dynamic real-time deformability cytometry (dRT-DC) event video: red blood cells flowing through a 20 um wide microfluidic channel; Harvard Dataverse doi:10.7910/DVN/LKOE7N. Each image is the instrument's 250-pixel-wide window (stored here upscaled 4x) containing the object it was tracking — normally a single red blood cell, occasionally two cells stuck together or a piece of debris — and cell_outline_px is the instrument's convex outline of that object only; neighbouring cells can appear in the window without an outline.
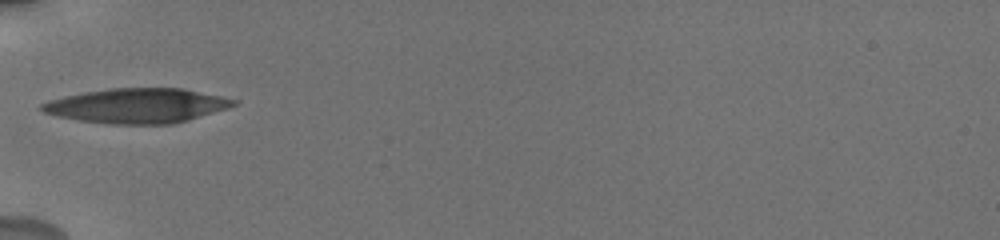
{"species": "human", "species_latin": "Homo sapiens", "temperature_condition": "cold", "stored_images_in_passage": 46, "camera_frame_rate_fps": 3000, "um_per_image_px": 0.085, "donor": {"sex": "male"}, "frame": {"image": 1, "passage_image": 1, "time_ms": 0.0, "image_size_px": [1000, 240], "cell_outline_px": [[240, 100], [236, 104], [228, 108], [188, 120], [172, 124], [112, 124], [76, 120], [56, 116], [44, 112], [36, 108], [40, 104], [48, 100], [64, 96], [84, 92], [108, 88], [184, 88]], "centroid_in_image_um": [11.63, 8.98], "position_along_channel_um": 73.4, "area_um2": 39.07}}
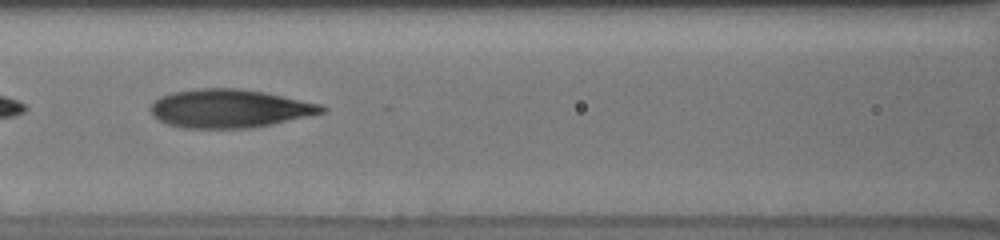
{"frame": {"image": 2, "passage_image": 8, "time_ms": 2.0, "image_size_px": [1000, 240], "cell_outline_px": [[328, 112], [272, 124], [252, 128], [180, 128], [168, 124], [152, 116], [148, 108], [160, 96], [172, 92], [200, 88], [236, 88], [264, 92], [320, 104], [328, 108]], "centroid_in_image_um": [19.5, 9.23], "position_along_channel_um": 147.1, "area_um2": 38.49}}
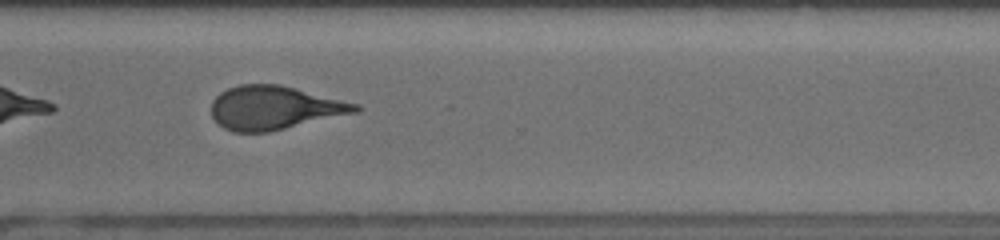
{"frame": {"image": 3, "passage_image": 29, "time_ms": 7.333, "image_size_px": [1000, 240], "cell_outline_px": [[360, 112], [268, 132], [232, 132], [224, 128], [212, 116], [212, 100], [220, 92], [228, 88], [240, 84], [280, 84], [360, 104]], "centroid_in_image_um": [23.35, 9.16], "position_along_channel_um": 347.3, "area_um2": 36.7}, "authors_computed_cell_mechanics": {"area_um2": 37.4544, "velocity_mm_per_s": 3.76, "shape_relaxation_time_tau1_ms": 5.8747, "shape_relaxation_time_tau2_ms": 2.0979, "deformation_change_tau1": 0.1974, "deformation_change_tau2": 0.1173}}